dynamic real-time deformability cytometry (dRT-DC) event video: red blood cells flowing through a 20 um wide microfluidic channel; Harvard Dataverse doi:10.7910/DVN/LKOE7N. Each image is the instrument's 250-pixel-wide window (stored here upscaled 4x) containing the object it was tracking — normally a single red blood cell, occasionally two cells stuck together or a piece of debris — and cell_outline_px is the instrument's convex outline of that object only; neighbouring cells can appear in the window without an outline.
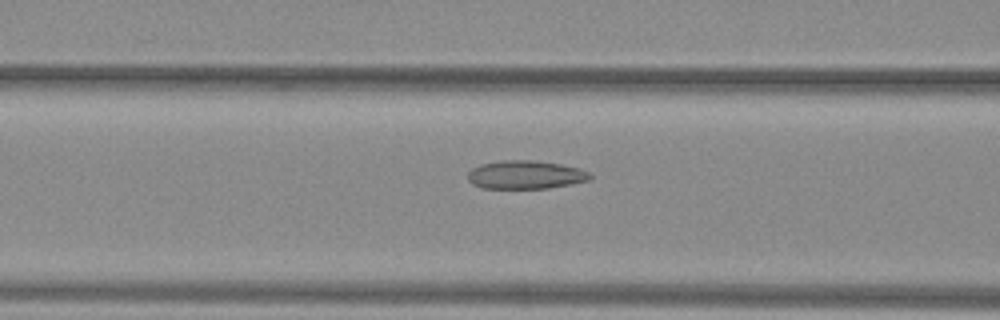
{"species": "common noctule bat (a hibernating species)", "species_latin": "Nyctalus noctula", "temperature_condition": "warm", "stored_images_in_passage": 48, "camera_frame_rate_fps": 3000, "um_per_image_px": 0.085, "animal": {"sex": "female", "body_mass_g": 29.2, "forearm_length_mm": 56.3}, "frame": {"image": 1, "passage_image": 18, "time_ms": 5.667, "image_size_px": [1000, 320], "cell_outline_px": [[592, 180], [548, 188], [480, 188], [472, 184], [468, 180], [468, 172], [472, 168], [480, 164], [500, 160], [532, 160], [560, 164], [576, 168], [588, 172], [592, 176]], "centroid_in_image_um": [44.63, 14.86], "position_along_channel_um": 122.0, "area_um2": 20.23}}
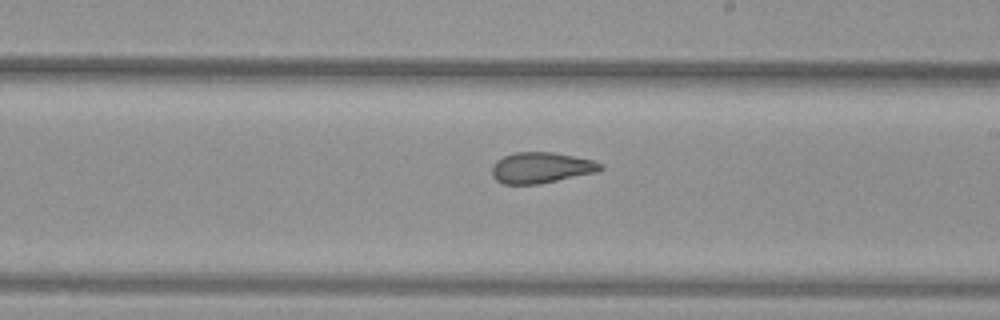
{"frame": {"image": 2, "passage_image": 27, "time_ms": 8.667, "image_size_px": [1000, 320], "cell_outline_px": [[604, 168], [600, 172], [536, 184], [504, 184], [496, 180], [492, 176], [492, 164], [496, 160], [504, 156], [516, 152], [552, 152], [592, 160], [604, 164]], "centroid_in_image_um": [46.01, 14.25], "position_along_channel_um": 243.0, "area_um2": 19.59}}
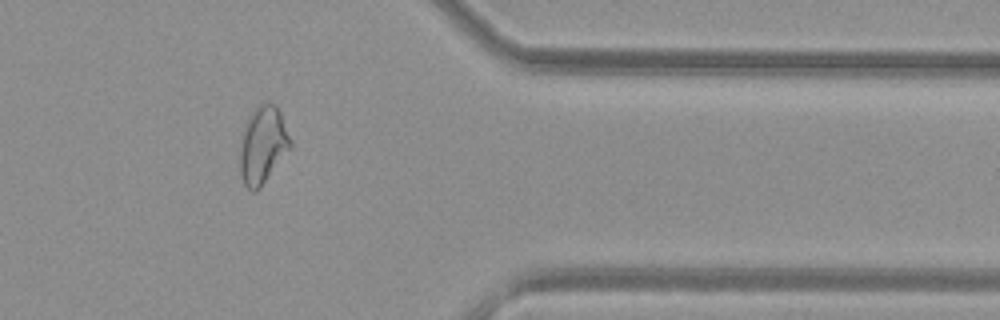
{"frame": {"image": 3, "passage_image": 39, "time_ms": 12.667, "image_size_px": [1000, 320], "cell_outline_px": [[292, 148], [260, 188], [256, 192], [252, 192], [244, 184], [240, 172], [240, 148], [244, 124], [252, 112], [260, 104], [268, 100], [276, 104], [280, 112], [292, 140]], "centroid_in_image_um": [22.36, 12.32], "position_along_channel_um": 389.0, "area_um2": 23.06}, "authors_computed_cell_mechanics": {"area_um2": 22.1374, "velocity_mm_per_s": 4.0414, "shape_relaxation_time_tau1_ms": null, "shape_relaxation_time_tau2_ms": 1.5525, "deformation_change_tau1": null, "deformation_change_tau2": 0.0852}}